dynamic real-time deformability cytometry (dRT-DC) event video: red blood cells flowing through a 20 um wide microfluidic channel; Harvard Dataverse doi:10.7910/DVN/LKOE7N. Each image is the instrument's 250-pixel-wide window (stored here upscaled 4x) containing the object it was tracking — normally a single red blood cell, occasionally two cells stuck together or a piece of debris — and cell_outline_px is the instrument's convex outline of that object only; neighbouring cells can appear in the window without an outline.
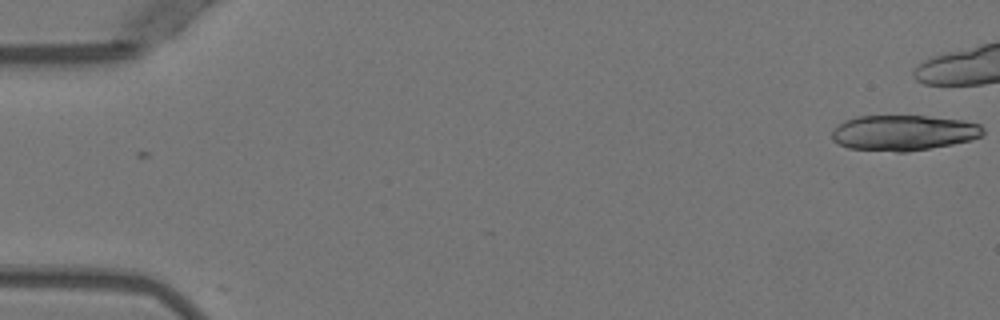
{"species": "Egyptian fruit bat (a non-hibernating species)", "species_latin": "Rousettus aegyptiacus", "temperature_condition": "warm", "stored_images_in_passage": 13, "camera_frame_rate_fps": 3000, "um_per_image_px": 0.085, "animal": {"sex": "female"}, "frame": {"image": 1, "passage_image": 1, "time_ms": 0.0, "image_size_px": [1000, 320], "cell_outline_px": [[980, 136], [968, 140], [928, 148], [852, 148], [840, 144], [836, 140], [840, 128], [844, 124], [852, 120], [864, 116], [920, 116], [952, 120], [976, 124], [980, 128]], "centroid_in_image_um": [76.88, 11.24], "position_along_channel_um": 8.1, "area_um2": 27.8}}